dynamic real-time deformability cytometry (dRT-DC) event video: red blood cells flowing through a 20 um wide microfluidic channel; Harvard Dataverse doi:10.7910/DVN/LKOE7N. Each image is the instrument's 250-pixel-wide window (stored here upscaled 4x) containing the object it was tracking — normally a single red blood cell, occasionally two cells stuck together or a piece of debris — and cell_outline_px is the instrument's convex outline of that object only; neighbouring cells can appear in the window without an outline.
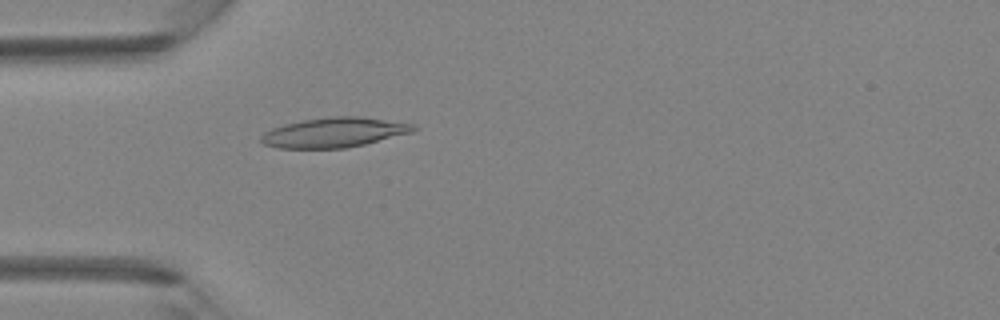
{"species": "Egyptian fruit bat (a non-hibernating species)", "species_latin": "Rousettus aegyptiacus", "temperature_condition": "room temperature", "stored_images_in_passage": 42, "camera_frame_rate_fps": 3000, "um_per_image_px": 0.085, "animal": {"sex": "female"}, "frame": {"image": 1, "passage_image": 13, "time_ms": 4.0, "image_size_px": [1000, 320], "cell_outline_px": [[416, 128], [412, 132], [364, 144], [344, 148], [276, 148], [264, 144], [260, 140], [260, 136], [264, 132], [272, 128], [284, 124], [304, 120], [332, 116], [360, 116], [412, 124]], "centroid_in_image_um": [28.34, 11.26], "position_along_channel_um": 56.7, "area_um2": 26.18}}
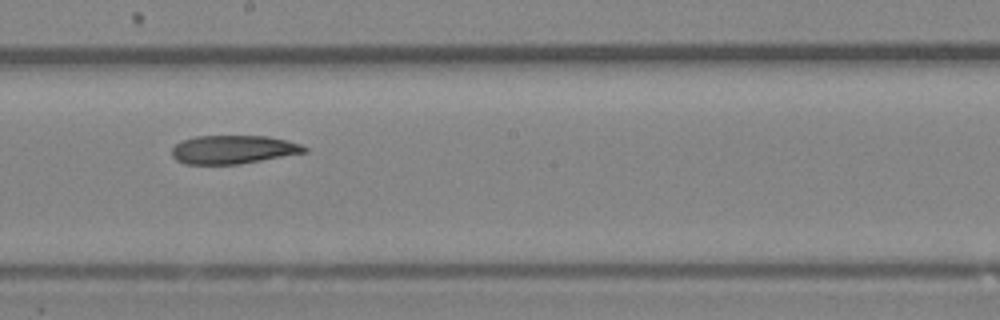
{"frame": {"image": 2, "passage_image": 24, "time_ms": 7.667, "image_size_px": [1000, 320], "cell_outline_px": [[308, 152], [240, 164], [184, 164], [176, 160], [172, 156], [172, 148], [176, 144], [184, 140], [196, 136], [268, 136], [288, 140], [300, 144], [308, 148]], "centroid_in_image_um": [19.85, 12.71], "position_along_channel_um": 228.4, "area_um2": 22.08}}
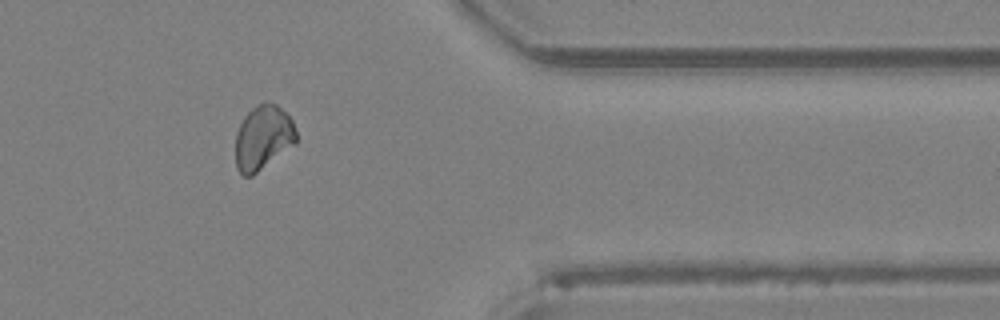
{"frame": {"image": 3, "passage_image": 35, "time_ms": 11.333, "image_size_px": [1000, 320], "cell_outline_px": [[296, 144], [252, 176], [244, 176], [236, 168], [236, 132], [244, 116], [252, 108], [260, 104], [276, 104], [292, 120], [296, 132]], "centroid_in_image_um": [22.35, 11.73], "position_along_channel_um": 389.0, "area_um2": 22.6}}